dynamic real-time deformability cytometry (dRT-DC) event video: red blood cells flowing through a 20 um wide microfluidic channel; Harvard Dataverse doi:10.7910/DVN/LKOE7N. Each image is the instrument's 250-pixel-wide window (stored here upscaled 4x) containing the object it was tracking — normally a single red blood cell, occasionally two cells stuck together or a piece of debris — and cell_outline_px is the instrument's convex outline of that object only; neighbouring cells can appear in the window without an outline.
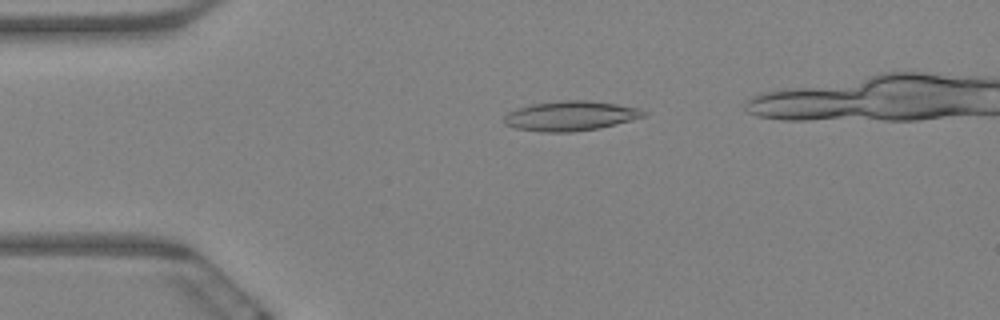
{"species": "Egyptian fruit bat (a non-hibernating species)", "species_latin": "Rousettus aegyptiacus", "temperature_condition": "warm", "stored_images_in_passage": 5, "camera_frame_rate_fps": 3000, "um_per_image_px": 0.085, "animal": {"sex": "female"}, "frame": {"image": 1, "passage_image": 3, "time_ms": 0.667, "image_size_px": [1000, 320], "cell_outline_px": [[648, 116], [600, 128], [572, 132], [540, 132], [516, 128], [504, 124], [504, 116], [508, 112], [532, 104], [560, 100], [588, 100], [616, 104], [640, 108], [648, 112]], "centroid_in_image_um": [48.54, 9.85], "position_along_channel_um": 36.5, "area_um2": 24.33}}